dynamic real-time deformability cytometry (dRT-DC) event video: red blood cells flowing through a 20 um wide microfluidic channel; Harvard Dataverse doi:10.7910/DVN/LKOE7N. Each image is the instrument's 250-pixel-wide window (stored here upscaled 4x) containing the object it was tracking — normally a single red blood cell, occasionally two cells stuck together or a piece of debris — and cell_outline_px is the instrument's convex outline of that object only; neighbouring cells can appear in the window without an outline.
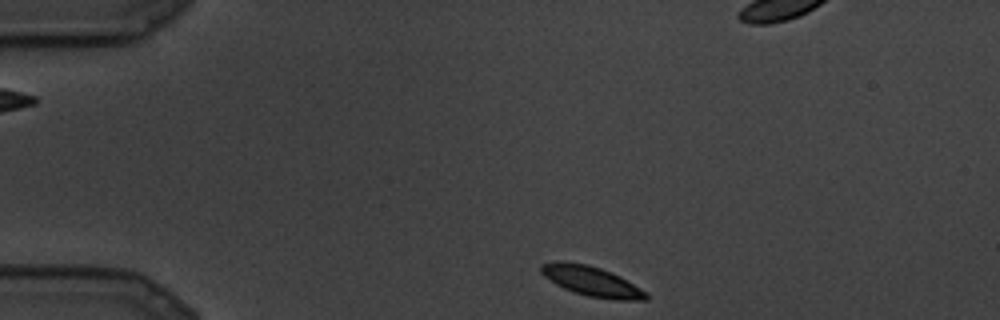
{"species": "common noctule bat (a hibernating species)", "species_latin": "Nyctalus noctula", "temperature_condition": "cold", "stored_images_in_passage": 22, "camera_frame_rate_fps": 3000, "um_per_image_px": 0.085, "animal": {"sex": "male", "body_mass_g": 19.5, "forearm_length_mm": 54.6}, "frame": {"image": 1, "passage_image": 1, "time_ms": 0.0, "image_size_px": [1000, 320], "cell_outline_px": [[648, 300], [616, 300], [588, 296], [564, 288], [556, 284], [544, 276], [540, 272], [540, 264], [552, 260], [564, 260], [588, 264], [612, 272], [620, 276], [648, 292]], "centroid_in_image_um": [50.27, 23.88], "position_along_channel_um": 34.7, "area_um2": 18.55}}
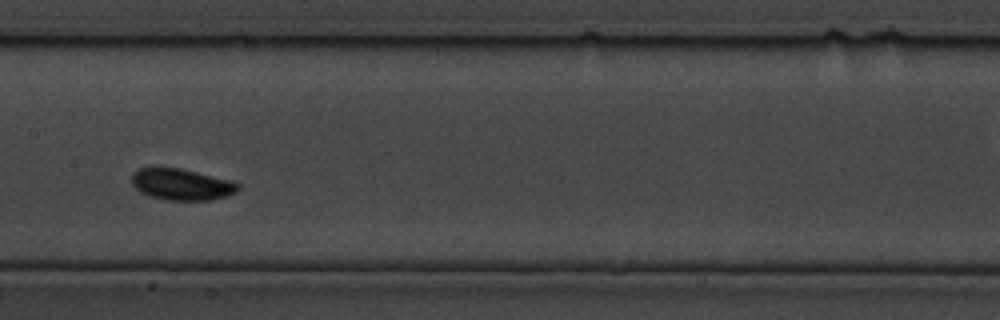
{"frame": {"image": 2, "passage_image": 9, "time_ms": 2.667, "image_size_px": [1000, 320], "cell_outline_px": [[240, 188], [236, 192], [224, 196], [208, 200], [164, 200], [148, 196], [140, 192], [132, 184], [132, 172], [140, 168], [180, 168], [232, 180], [240, 184]], "centroid_in_image_um": [15.43, 15.68], "position_along_channel_um": 192.0, "area_um2": 19.48}}
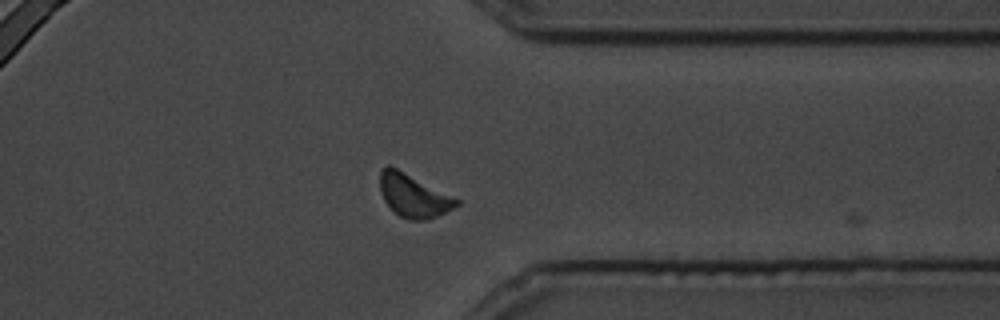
{"frame": {"image": 3, "passage_image": 16, "time_ms": 5.0, "image_size_px": [1000, 320], "cell_outline_px": [[460, 204], [428, 220], [408, 220], [400, 216], [384, 200], [380, 192], [380, 172], [388, 164], [460, 200]], "centroid_in_image_um": [35.13, 16.64], "position_along_channel_um": 376.3, "area_um2": 18.73}}